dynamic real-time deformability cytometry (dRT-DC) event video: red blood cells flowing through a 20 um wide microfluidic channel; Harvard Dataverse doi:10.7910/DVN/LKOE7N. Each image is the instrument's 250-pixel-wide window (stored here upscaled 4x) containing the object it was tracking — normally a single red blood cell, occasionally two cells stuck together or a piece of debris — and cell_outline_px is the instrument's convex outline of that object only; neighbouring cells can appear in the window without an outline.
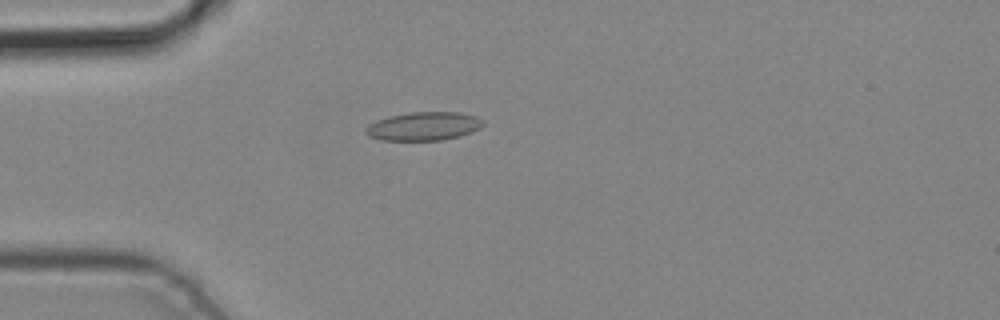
{"species": "common noctule bat (a hibernating species)", "species_latin": "Nyctalus noctula", "temperature_condition": "cold", "stored_images_in_passage": 4, "camera_frame_rate_fps": 3000, "um_per_image_px": 0.085, "animal": {"sex": "male", "body_mass_g": 19.2, "forearm_length_mm": 51.8}, "frame": {"image": 1, "passage_image": 4, "time_ms": 1.0, "image_size_px": [1000, 320], "cell_outline_px": [[484, 124], [480, 128], [472, 132], [460, 136], [444, 140], [380, 140], [368, 136], [364, 132], [364, 128], [368, 124], [376, 120], [388, 116], [412, 112], [460, 112], [476, 116], [484, 120]], "centroid_in_image_um": [36.0, 10.73], "position_along_channel_um": 49.0, "area_um2": 19.77}}